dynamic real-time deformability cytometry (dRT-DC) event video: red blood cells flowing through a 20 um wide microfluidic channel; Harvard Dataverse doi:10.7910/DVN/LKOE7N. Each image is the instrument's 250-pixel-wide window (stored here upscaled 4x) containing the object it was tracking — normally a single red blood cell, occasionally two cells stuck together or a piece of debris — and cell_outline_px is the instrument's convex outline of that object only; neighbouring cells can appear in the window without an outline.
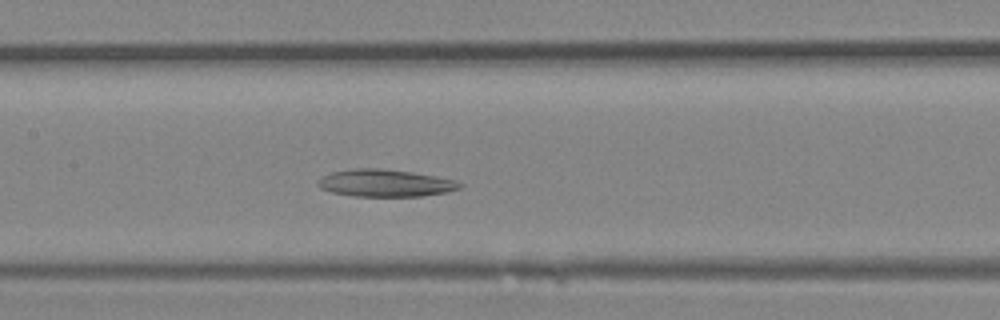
{"species": "Egyptian fruit bat (a non-hibernating species)", "species_latin": "Rousettus aegyptiacus", "temperature_condition": "room temperature", "stored_images_in_passage": 22, "camera_frame_rate_fps": 3000, "um_per_image_px": 0.085, "animal": {"sex": "female"}, "frame": {"image": 1, "passage_image": 6, "time_ms": 1.667, "image_size_px": [1000, 320], "cell_outline_px": [[464, 184], [460, 188], [448, 192], [420, 196], [352, 196], [332, 192], [320, 188], [316, 184], [324, 176], [332, 172], [352, 168], [384, 168], [412, 172], [456, 180]], "centroid_in_image_um": [32.76, 15.56], "position_along_channel_um": 174.6, "area_um2": 22.54}}
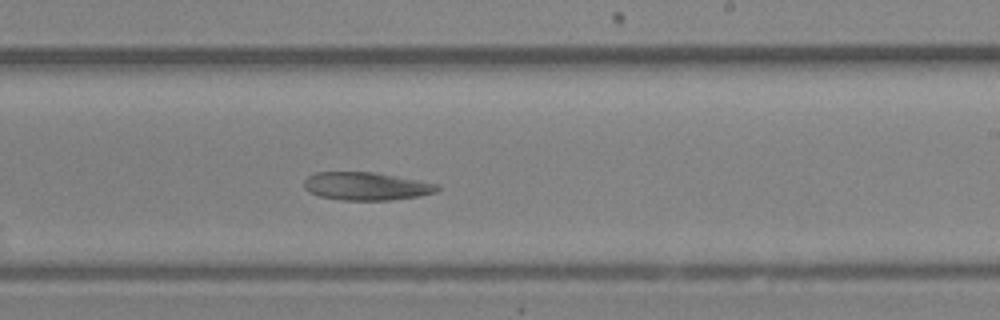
{"frame": {"image": 2, "passage_image": 10, "time_ms": 3.0, "image_size_px": [1000, 320], "cell_outline_px": [[440, 188], [436, 192], [420, 196], [388, 200], [340, 200], [320, 196], [308, 192], [304, 188], [304, 180], [308, 176], [316, 172], [372, 172], [440, 184]], "centroid_in_image_um": [31.12, 15.83], "position_along_channel_um": 257.9, "area_um2": 21.73}}
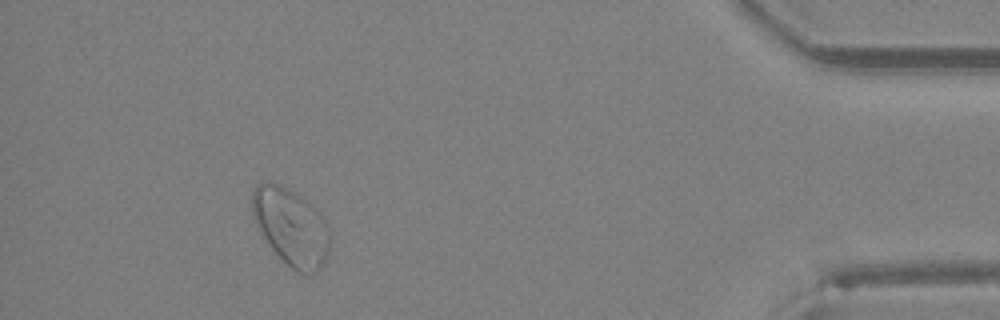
{"frame": {"image": 3, "passage_image": 20, "time_ms": 6.333, "image_size_px": [1000, 320], "cell_outline_px": [[328, 256], [316, 272], [296, 272], [272, 248], [256, 228], [252, 216], [252, 192], [256, 184], [268, 180], [280, 184], [300, 196], [320, 212], [328, 224]], "centroid_in_image_um": [24.7, 19.23], "position_along_channel_um": 410.5, "area_um2": 34.68}}